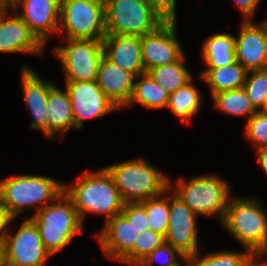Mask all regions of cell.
<instances>
[{"mask_svg": "<svg viewBox=\"0 0 267 266\" xmlns=\"http://www.w3.org/2000/svg\"><path fill=\"white\" fill-rule=\"evenodd\" d=\"M176 184L175 195L196 215H216L222 222L230 200V187L224 179L202 175L189 181L180 178Z\"/></svg>", "mask_w": 267, "mask_h": 266, "instance_id": "7", "label": "cell"}, {"mask_svg": "<svg viewBox=\"0 0 267 266\" xmlns=\"http://www.w3.org/2000/svg\"><path fill=\"white\" fill-rule=\"evenodd\" d=\"M246 138L253 142L255 149L267 146V116L260 111L255 112L245 128Z\"/></svg>", "mask_w": 267, "mask_h": 266, "instance_id": "32", "label": "cell"}, {"mask_svg": "<svg viewBox=\"0 0 267 266\" xmlns=\"http://www.w3.org/2000/svg\"><path fill=\"white\" fill-rule=\"evenodd\" d=\"M154 3L160 10H162L169 18H175V4L176 0H148Z\"/></svg>", "mask_w": 267, "mask_h": 266, "instance_id": "36", "label": "cell"}, {"mask_svg": "<svg viewBox=\"0 0 267 266\" xmlns=\"http://www.w3.org/2000/svg\"><path fill=\"white\" fill-rule=\"evenodd\" d=\"M164 194L139 202L148 216L149 229L165 237L169 222V197Z\"/></svg>", "mask_w": 267, "mask_h": 266, "instance_id": "30", "label": "cell"}, {"mask_svg": "<svg viewBox=\"0 0 267 266\" xmlns=\"http://www.w3.org/2000/svg\"><path fill=\"white\" fill-rule=\"evenodd\" d=\"M24 8L18 16L28 25L30 31L45 45L49 33H56L60 21V0H19L11 11Z\"/></svg>", "mask_w": 267, "mask_h": 266, "instance_id": "14", "label": "cell"}, {"mask_svg": "<svg viewBox=\"0 0 267 266\" xmlns=\"http://www.w3.org/2000/svg\"><path fill=\"white\" fill-rule=\"evenodd\" d=\"M66 81H96L98 67L104 55L102 40L67 39V45L55 49Z\"/></svg>", "mask_w": 267, "mask_h": 266, "instance_id": "10", "label": "cell"}, {"mask_svg": "<svg viewBox=\"0 0 267 266\" xmlns=\"http://www.w3.org/2000/svg\"><path fill=\"white\" fill-rule=\"evenodd\" d=\"M72 106L75 129L86 119L99 118L118 108L106 97L96 81H66Z\"/></svg>", "mask_w": 267, "mask_h": 266, "instance_id": "12", "label": "cell"}, {"mask_svg": "<svg viewBox=\"0 0 267 266\" xmlns=\"http://www.w3.org/2000/svg\"><path fill=\"white\" fill-rule=\"evenodd\" d=\"M111 175L124 203H136L165 194L172 183L142 158L104 167Z\"/></svg>", "mask_w": 267, "mask_h": 266, "instance_id": "3", "label": "cell"}, {"mask_svg": "<svg viewBox=\"0 0 267 266\" xmlns=\"http://www.w3.org/2000/svg\"><path fill=\"white\" fill-rule=\"evenodd\" d=\"M0 8H3V0H0Z\"/></svg>", "mask_w": 267, "mask_h": 266, "instance_id": "44", "label": "cell"}, {"mask_svg": "<svg viewBox=\"0 0 267 266\" xmlns=\"http://www.w3.org/2000/svg\"><path fill=\"white\" fill-rule=\"evenodd\" d=\"M169 96L170 94L145 72L135 77L133 93L127 106L139 103L150 109L166 108Z\"/></svg>", "mask_w": 267, "mask_h": 266, "instance_id": "23", "label": "cell"}, {"mask_svg": "<svg viewBox=\"0 0 267 266\" xmlns=\"http://www.w3.org/2000/svg\"><path fill=\"white\" fill-rule=\"evenodd\" d=\"M234 47L235 36L227 33L214 34L203 44V60L208 68L230 65L236 61Z\"/></svg>", "mask_w": 267, "mask_h": 266, "instance_id": "24", "label": "cell"}, {"mask_svg": "<svg viewBox=\"0 0 267 266\" xmlns=\"http://www.w3.org/2000/svg\"><path fill=\"white\" fill-rule=\"evenodd\" d=\"M197 217L198 215L175 194L169 197V222L165 242L184 257L198 252Z\"/></svg>", "mask_w": 267, "mask_h": 266, "instance_id": "13", "label": "cell"}, {"mask_svg": "<svg viewBox=\"0 0 267 266\" xmlns=\"http://www.w3.org/2000/svg\"><path fill=\"white\" fill-rule=\"evenodd\" d=\"M137 235L132 223L120 213L108 220L96 237L106 257L118 262L133 248Z\"/></svg>", "mask_w": 267, "mask_h": 266, "instance_id": "19", "label": "cell"}, {"mask_svg": "<svg viewBox=\"0 0 267 266\" xmlns=\"http://www.w3.org/2000/svg\"><path fill=\"white\" fill-rule=\"evenodd\" d=\"M13 218L8 219L0 244L3 246L7 266H45L52 256L43 245L37 225L29 217L25 219L14 236L7 226Z\"/></svg>", "mask_w": 267, "mask_h": 266, "instance_id": "9", "label": "cell"}, {"mask_svg": "<svg viewBox=\"0 0 267 266\" xmlns=\"http://www.w3.org/2000/svg\"><path fill=\"white\" fill-rule=\"evenodd\" d=\"M7 220L8 218L6 217L5 212L0 202V242H1L4 230H5V227H6Z\"/></svg>", "mask_w": 267, "mask_h": 266, "instance_id": "38", "label": "cell"}, {"mask_svg": "<svg viewBox=\"0 0 267 266\" xmlns=\"http://www.w3.org/2000/svg\"><path fill=\"white\" fill-rule=\"evenodd\" d=\"M83 174L76 179L75 186L64 185V194L72 201L81 222L87 212L105 215L106 222L120 214L124 202L108 171L101 168Z\"/></svg>", "mask_w": 267, "mask_h": 266, "instance_id": "1", "label": "cell"}, {"mask_svg": "<svg viewBox=\"0 0 267 266\" xmlns=\"http://www.w3.org/2000/svg\"><path fill=\"white\" fill-rule=\"evenodd\" d=\"M176 256L185 261V257L178 250L165 242L143 259L138 266H151L158 259L163 266H181Z\"/></svg>", "mask_w": 267, "mask_h": 266, "instance_id": "33", "label": "cell"}, {"mask_svg": "<svg viewBox=\"0 0 267 266\" xmlns=\"http://www.w3.org/2000/svg\"><path fill=\"white\" fill-rule=\"evenodd\" d=\"M256 153L260 166L267 175V146L257 149Z\"/></svg>", "mask_w": 267, "mask_h": 266, "instance_id": "37", "label": "cell"}, {"mask_svg": "<svg viewBox=\"0 0 267 266\" xmlns=\"http://www.w3.org/2000/svg\"><path fill=\"white\" fill-rule=\"evenodd\" d=\"M257 256H255L248 264L245 266H267V262H259L256 260Z\"/></svg>", "mask_w": 267, "mask_h": 266, "instance_id": "40", "label": "cell"}, {"mask_svg": "<svg viewBox=\"0 0 267 266\" xmlns=\"http://www.w3.org/2000/svg\"><path fill=\"white\" fill-rule=\"evenodd\" d=\"M37 225L44 248L53 256L83 230L72 201L62 193L56 202L30 217Z\"/></svg>", "mask_w": 267, "mask_h": 266, "instance_id": "6", "label": "cell"}, {"mask_svg": "<svg viewBox=\"0 0 267 266\" xmlns=\"http://www.w3.org/2000/svg\"><path fill=\"white\" fill-rule=\"evenodd\" d=\"M100 1H102L103 3H106L108 0H100Z\"/></svg>", "mask_w": 267, "mask_h": 266, "instance_id": "45", "label": "cell"}, {"mask_svg": "<svg viewBox=\"0 0 267 266\" xmlns=\"http://www.w3.org/2000/svg\"><path fill=\"white\" fill-rule=\"evenodd\" d=\"M193 78L184 86L169 96L167 107L171 109L183 123L191 120L201 105V95L195 86L191 84Z\"/></svg>", "mask_w": 267, "mask_h": 266, "instance_id": "26", "label": "cell"}, {"mask_svg": "<svg viewBox=\"0 0 267 266\" xmlns=\"http://www.w3.org/2000/svg\"><path fill=\"white\" fill-rule=\"evenodd\" d=\"M104 55L135 77L145 73L141 52V37L106 34L102 40Z\"/></svg>", "mask_w": 267, "mask_h": 266, "instance_id": "18", "label": "cell"}, {"mask_svg": "<svg viewBox=\"0 0 267 266\" xmlns=\"http://www.w3.org/2000/svg\"><path fill=\"white\" fill-rule=\"evenodd\" d=\"M8 8H0V53L24 52L43 54L44 45L18 16L10 15Z\"/></svg>", "mask_w": 267, "mask_h": 266, "instance_id": "16", "label": "cell"}, {"mask_svg": "<svg viewBox=\"0 0 267 266\" xmlns=\"http://www.w3.org/2000/svg\"><path fill=\"white\" fill-rule=\"evenodd\" d=\"M0 266H7L5 251L1 244H0Z\"/></svg>", "mask_w": 267, "mask_h": 266, "instance_id": "39", "label": "cell"}, {"mask_svg": "<svg viewBox=\"0 0 267 266\" xmlns=\"http://www.w3.org/2000/svg\"><path fill=\"white\" fill-rule=\"evenodd\" d=\"M121 213L132 223L138 234L149 229L147 213L139 202L124 203Z\"/></svg>", "mask_w": 267, "mask_h": 266, "instance_id": "34", "label": "cell"}, {"mask_svg": "<svg viewBox=\"0 0 267 266\" xmlns=\"http://www.w3.org/2000/svg\"><path fill=\"white\" fill-rule=\"evenodd\" d=\"M219 111L234 116H247L249 119L258 110L253 106L243 87L212 95Z\"/></svg>", "mask_w": 267, "mask_h": 266, "instance_id": "27", "label": "cell"}, {"mask_svg": "<svg viewBox=\"0 0 267 266\" xmlns=\"http://www.w3.org/2000/svg\"><path fill=\"white\" fill-rule=\"evenodd\" d=\"M168 18L148 0H108L105 3L106 34L143 37Z\"/></svg>", "mask_w": 267, "mask_h": 266, "instance_id": "5", "label": "cell"}, {"mask_svg": "<svg viewBox=\"0 0 267 266\" xmlns=\"http://www.w3.org/2000/svg\"><path fill=\"white\" fill-rule=\"evenodd\" d=\"M198 252L185 257L187 266H245L255 256L248 250L245 252L220 251L212 252L199 258Z\"/></svg>", "mask_w": 267, "mask_h": 266, "instance_id": "28", "label": "cell"}, {"mask_svg": "<svg viewBox=\"0 0 267 266\" xmlns=\"http://www.w3.org/2000/svg\"><path fill=\"white\" fill-rule=\"evenodd\" d=\"M19 0H3V8L11 9Z\"/></svg>", "mask_w": 267, "mask_h": 266, "instance_id": "41", "label": "cell"}, {"mask_svg": "<svg viewBox=\"0 0 267 266\" xmlns=\"http://www.w3.org/2000/svg\"><path fill=\"white\" fill-rule=\"evenodd\" d=\"M135 76L105 55L100 60L96 82L106 97L119 109L127 107L133 93Z\"/></svg>", "mask_w": 267, "mask_h": 266, "instance_id": "17", "label": "cell"}, {"mask_svg": "<svg viewBox=\"0 0 267 266\" xmlns=\"http://www.w3.org/2000/svg\"><path fill=\"white\" fill-rule=\"evenodd\" d=\"M165 243V237L150 229L137 235L133 248L119 261L138 266L156 248Z\"/></svg>", "mask_w": 267, "mask_h": 266, "instance_id": "29", "label": "cell"}, {"mask_svg": "<svg viewBox=\"0 0 267 266\" xmlns=\"http://www.w3.org/2000/svg\"><path fill=\"white\" fill-rule=\"evenodd\" d=\"M47 137L56 138L57 133L63 135L70 129H75V120L68 91L65 92L53 85L49 89L47 105ZM55 135V136H54Z\"/></svg>", "mask_w": 267, "mask_h": 266, "instance_id": "21", "label": "cell"}, {"mask_svg": "<svg viewBox=\"0 0 267 266\" xmlns=\"http://www.w3.org/2000/svg\"><path fill=\"white\" fill-rule=\"evenodd\" d=\"M261 25L264 27L267 34V19L263 23H261Z\"/></svg>", "mask_w": 267, "mask_h": 266, "instance_id": "43", "label": "cell"}, {"mask_svg": "<svg viewBox=\"0 0 267 266\" xmlns=\"http://www.w3.org/2000/svg\"><path fill=\"white\" fill-rule=\"evenodd\" d=\"M235 37V57L247 71L267 68V34L261 24L243 21Z\"/></svg>", "mask_w": 267, "mask_h": 266, "instance_id": "15", "label": "cell"}, {"mask_svg": "<svg viewBox=\"0 0 267 266\" xmlns=\"http://www.w3.org/2000/svg\"><path fill=\"white\" fill-rule=\"evenodd\" d=\"M247 70L237 61L218 68H208L200 77L210 86L211 94L221 93L243 87Z\"/></svg>", "mask_w": 267, "mask_h": 266, "instance_id": "22", "label": "cell"}, {"mask_svg": "<svg viewBox=\"0 0 267 266\" xmlns=\"http://www.w3.org/2000/svg\"><path fill=\"white\" fill-rule=\"evenodd\" d=\"M66 39L103 40L106 35L105 3L100 0H60L58 33Z\"/></svg>", "mask_w": 267, "mask_h": 266, "instance_id": "8", "label": "cell"}, {"mask_svg": "<svg viewBox=\"0 0 267 266\" xmlns=\"http://www.w3.org/2000/svg\"><path fill=\"white\" fill-rule=\"evenodd\" d=\"M21 84L23 85L24 100L32 115L31 127L40 129L47 137V98L49 89L54 85L50 81L44 82L27 66L21 67Z\"/></svg>", "mask_w": 267, "mask_h": 266, "instance_id": "20", "label": "cell"}, {"mask_svg": "<svg viewBox=\"0 0 267 266\" xmlns=\"http://www.w3.org/2000/svg\"><path fill=\"white\" fill-rule=\"evenodd\" d=\"M176 30V17L168 18L155 31L141 37L145 72L156 66L173 63L183 55Z\"/></svg>", "mask_w": 267, "mask_h": 266, "instance_id": "11", "label": "cell"}, {"mask_svg": "<svg viewBox=\"0 0 267 266\" xmlns=\"http://www.w3.org/2000/svg\"><path fill=\"white\" fill-rule=\"evenodd\" d=\"M235 4L246 19L244 21H251V16L254 15L256 8L261 0H234Z\"/></svg>", "mask_w": 267, "mask_h": 266, "instance_id": "35", "label": "cell"}, {"mask_svg": "<svg viewBox=\"0 0 267 266\" xmlns=\"http://www.w3.org/2000/svg\"><path fill=\"white\" fill-rule=\"evenodd\" d=\"M185 57L182 55L177 61L153 67L147 73L169 94L176 92L192 79L191 73L184 66Z\"/></svg>", "mask_w": 267, "mask_h": 266, "instance_id": "25", "label": "cell"}, {"mask_svg": "<svg viewBox=\"0 0 267 266\" xmlns=\"http://www.w3.org/2000/svg\"><path fill=\"white\" fill-rule=\"evenodd\" d=\"M62 193L64 184L46 176L26 174L0 181V202L8 219H14L35 204L38 212Z\"/></svg>", "mask_w": 267, "mask_h": 266, "instance_id": "2", "label": "cell"}, {"mask_svg": "<svg viewBox=\"0 0 267 266\" xmlns=\"http://www.w3.org/2000/svg\"><path fill=\"white\" fill-rule=\"evenodd\" d=\"M243 89L259 111L267 100V68L248 71Z\"/></svg>", "mask_w": 267, "mask_h": 266, "instance_id": "31", "label": "cell"}, {"mask_svg": "<svg viewBox=\"0 0 267 266\" xmlns=\"http://www.w3.org/2000/svg\"><path fill=\"white\" fill-rule=\"evenodd\" d=\"M262 114L267 116V100L265 101L264 105L259 110Z\"/></svg>", "mask_w": 267, "mask_h": 266, "instance_id": "42", "label": "cell"}, {"mask_svg": "<svg viewBox=\"0 0 267 266\" xmlns=\"http://www.w3.org/2000/svg\"><path fill=\"white\" fill-rule=\"evenodd\" d=\"M257 199L230 198L222 225L254 256L267 253V215Z\"/></svg>", "mask_w": 267, "mask_h": 266, "instance_id": "4", "label": "cell"}]
</instances>
